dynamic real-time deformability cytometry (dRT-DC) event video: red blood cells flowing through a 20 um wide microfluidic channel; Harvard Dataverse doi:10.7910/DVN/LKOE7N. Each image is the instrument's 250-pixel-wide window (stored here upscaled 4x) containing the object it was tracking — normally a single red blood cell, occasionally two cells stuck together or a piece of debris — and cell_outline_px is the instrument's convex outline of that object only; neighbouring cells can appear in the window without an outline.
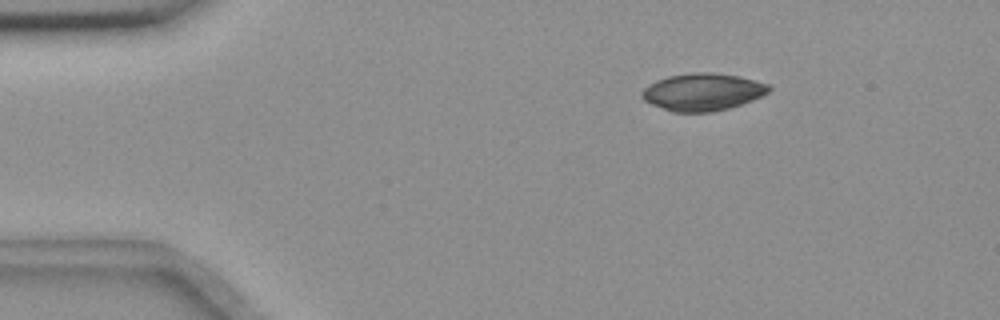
{"species": "common noctule bat (a hibernating species)", "species_latin": "Nyctalus noctula", "temperature_condition": "room temperature", "stored_images_in_passage": 7, "camera_frame_rate_fps": 3000, "um_per_image_px": 0.085, "animal": {"sex": "female", "body_mass_g": 18.4}, "frame": {"image": 1, "passage_image": 3, "time_ms": 2.333, "image_size_px": [1000, 320], "cell_outline_px": [[772, 88], [768, 92], [752, 100], [728, 108], [712, 112], [672, 112], [652, 104], [644, 100], [640, 96], [640, 92], [648, 84], [656, 80], [668, 76], [692, 72], [708, 72], [736, 76], [768, 84]], "centroid_in_image_um": [59.67, 7.82], "position_along_channel_um": 25.3, "area_um2": 27.46}}
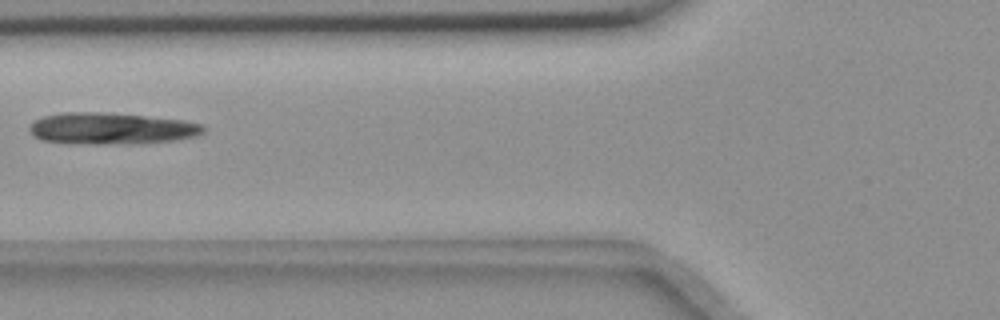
{"frame": {"image": 2, "passage_image": 6, "time_ms": 6.667, "image_size_px": [1000, 320], "cell_outline_px": [[204, 132], [196, 136], [176, 140], [136, 144], [68, 144], [40, 140], [32, 136], [28, 132], [28, 128], [36, 120], [44, 116], [64, 112], [100, 112], [144, 116], [184, 120], [204, 124]], "centroid_in_image_um": [9.43, 10.94], "position_along_channel_um": 116.4, "area_um2": 32.48}}
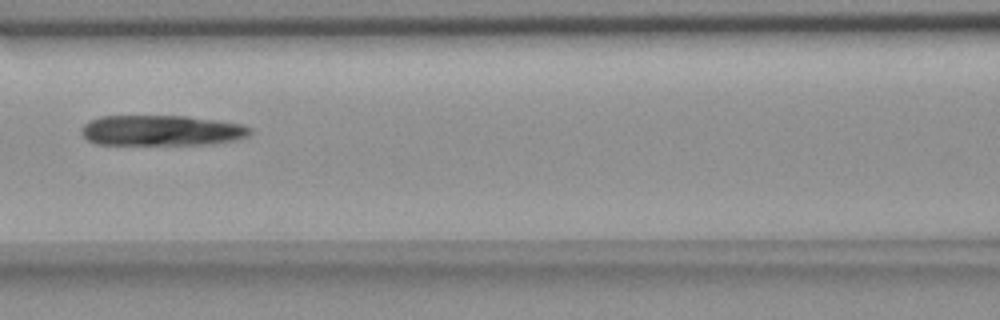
{"frame": {"image": 3, "passage_image": 7, "time_ms": 7.667, "image_size_px": [1000, 320], "cell_outline_px": [[252, 132], [248, 136], [232, 140], [212, 144], [96, 144], [88, 140], [80, 132], [80, 128], [84, 124], [100, 116], [184, 116], [216, 120], [244, 124], [252, 128]], "centroid_in_image_um": [13.74, 11.09], "position_along_channel_um": 152.9, "area_um2": 29.94}}